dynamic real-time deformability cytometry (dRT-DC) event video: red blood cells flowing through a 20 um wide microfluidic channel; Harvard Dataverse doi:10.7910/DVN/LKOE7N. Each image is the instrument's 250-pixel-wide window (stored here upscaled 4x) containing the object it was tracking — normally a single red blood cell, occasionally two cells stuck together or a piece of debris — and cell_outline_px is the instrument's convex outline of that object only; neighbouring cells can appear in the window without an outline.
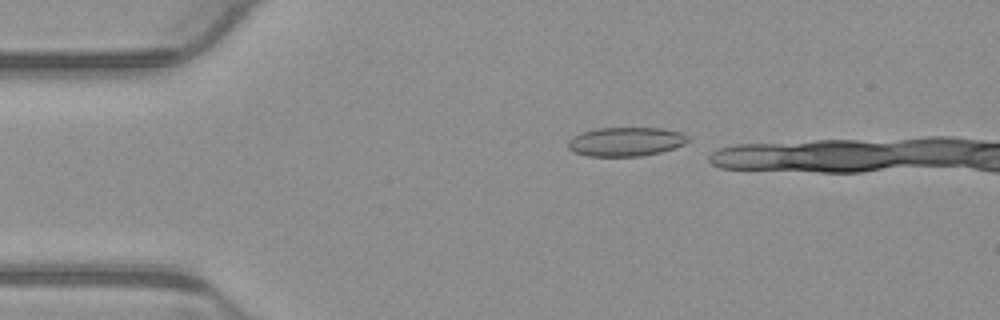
{"species": "common noctule bat (a hibernating species)", "species_latin": "Nyctalus noctula", "temperature_condition": "warm", "stored_images_in_passage": 8, "camera_frame_rate_fps": 3000, "um_per_image_px": 0.085, "animal": {"sex": "male", "body_mass_g": 23.1, "forearm_length_mm": 52.7}, "frame": {"image": 1, "passage_image": 1, "time_ms": 0.0, "image_size_px": [1000, 320], "cell_outline_px": [[692, 140], [684, 144], [660, 152], [640, 156], [588, 156], [572, 152], [568, 148], [568, 140], [572, 136], [596, 128], [660, 128], [680, 132], [688, 136]], "centroid_in_image_um": [53.18, 12.04], "position_along_channel_um": 31.8, "area_um2": 20.29}}